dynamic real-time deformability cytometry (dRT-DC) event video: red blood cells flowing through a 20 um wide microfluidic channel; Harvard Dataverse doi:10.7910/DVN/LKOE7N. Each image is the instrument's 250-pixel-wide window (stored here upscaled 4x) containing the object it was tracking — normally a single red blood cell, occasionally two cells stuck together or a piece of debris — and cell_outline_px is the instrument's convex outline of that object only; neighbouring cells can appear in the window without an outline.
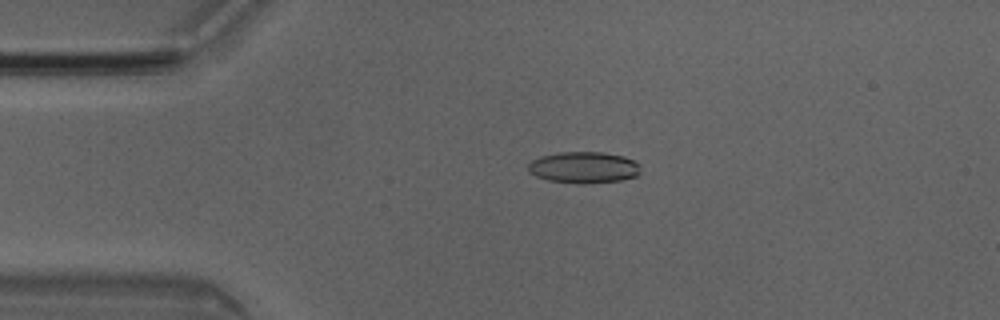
{"species": "Egyptian fruit bat (a non-hibernating species)", "species_latin": "Rousettus aegyptiacus", "temperature_condition": "room temperature", "stored_images_in_passage": 3, "camera_frame_rate_fps": 3000, "um_per_image_px": 0.085, "animal": {"sex": "male"}, "frame": {"image": 1, "passage_image": 2, "time_ms": 0.333, "image_size_px": [1000, 320], "cell_outline_px": [[640, 172], [636, 176], [620, 180], [584, 184], [580, 184], [548, 180], [536, 176], [528, 172], [528, 164], [532, 160], [540, 156], [560, 152], [604, 152], [624, 156], [640, 164]], "centroid_in_image_um": [49.61, 14.23], "position_along_channel_um": 35.4, "area_um2": 20.69}}